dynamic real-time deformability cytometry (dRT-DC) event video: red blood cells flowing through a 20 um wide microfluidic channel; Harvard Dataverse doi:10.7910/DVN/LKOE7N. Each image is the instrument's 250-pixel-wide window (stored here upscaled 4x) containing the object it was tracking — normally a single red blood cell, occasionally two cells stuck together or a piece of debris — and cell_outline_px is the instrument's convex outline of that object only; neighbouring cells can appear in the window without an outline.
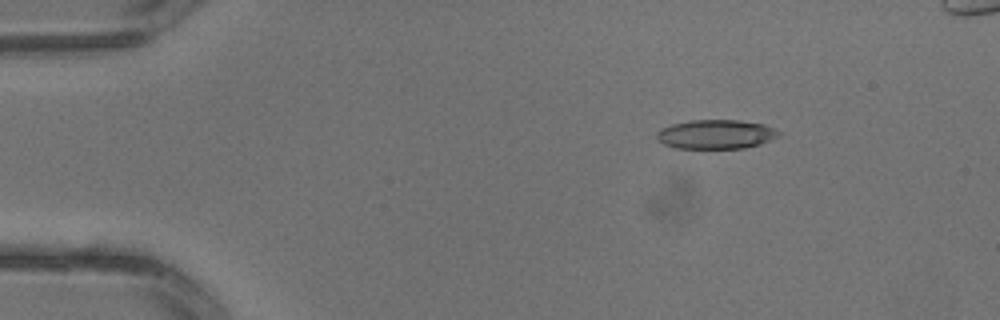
{"species": "common noctule bat (a hibernating species)", "species_latin": "Nyctalus noctula", "temperature_condition": "warm", "stored_images_in_passage": 3, "camera_frame_rate_fps": 3000, "um_per_image_px": 0.085, "animal": {"sex": "male", "body_mass_g": 13.3}, "frame": {"image": 1, "passage_image": 2, "time_ms": 0.333, "image_size_px": [1000, 320], "cell_outline_px": [[784, 132], [760, 144], [744, 148], [676, 148], [664, 144], [656, 136], [656, 132], [660, 128], [672, 124], [688, 120], [740, 120], [764, 124], [776, 128]], "centroid_in_image_um": [60.86, 11.4], "position_along_channel_um": 24.1, "area_um2": 20.81}}